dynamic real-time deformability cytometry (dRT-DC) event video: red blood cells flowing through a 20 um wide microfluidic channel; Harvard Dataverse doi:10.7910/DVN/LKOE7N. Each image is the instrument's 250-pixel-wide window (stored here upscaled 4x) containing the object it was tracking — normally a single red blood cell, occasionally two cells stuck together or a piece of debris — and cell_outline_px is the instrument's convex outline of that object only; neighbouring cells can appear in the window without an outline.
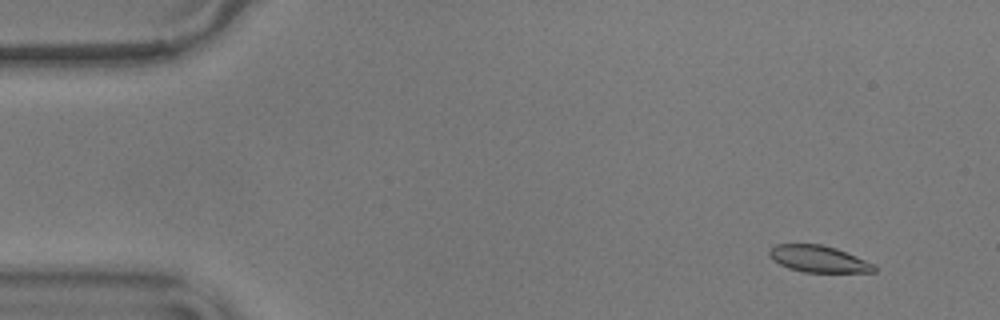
{"species": "common noctule bat (a hibernating species)", "species_latin": "Nyctalus noctula", "temperature_condition": "warm", "stored_images_in_passage": 57, "camera_frame_rate_fps": 3000, "um_per_image_px": 0.085, "animal": {"sex": "male", "body_mass_g": 17.9}, "frame": {"image": 1, "passage_image": 5, "time_ms": 1.333, "image_size_px": [1000, 320], "cell_outline_px": [[876, 272], [804, 272], [788, 268], [772, 260], [768, 256], [768, 252], [776, 244], [820, 244], [836, 248], [876, 264]], "centroid_in_image_um": [69.58, 22.01], "position_along_channel_um": 15.4, "area_um2": 16.36}}
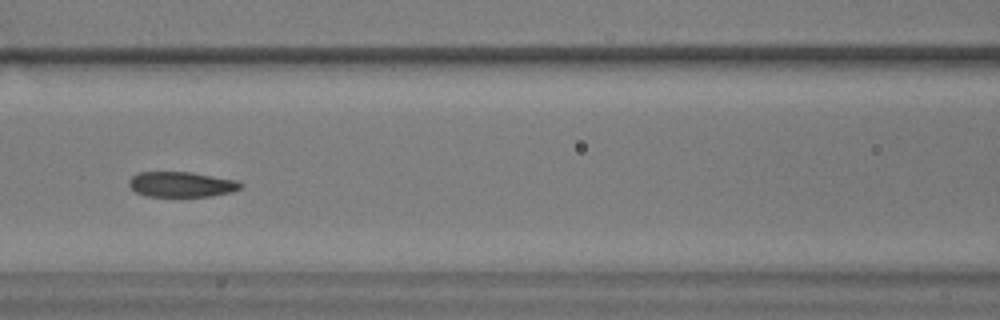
{"frame": {"image": 2, "passage_image": 25, "time_ms": 8.0, "image_size_px": [1000, 320], "cell_outline_px": [[244, 184], [240, 188], [232, 192], [212, 196], [180, 200], [144, 196], [136, 192], [128, 184], [128, 180], [132, 176], [140, 172], [192, 172], [240, 180]], "centroid_in_image_um": [15.45, 15.73], "position_along_channel_um": 151.2, "area_um2": 17.63}}
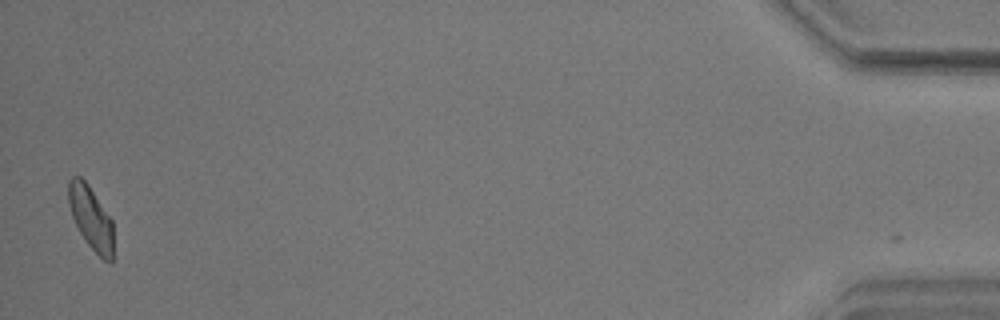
{"frame": {"image": 3, "passage_image": 56, "time_ms": 18.333, "image_size_px": [1000, 320], "cell_outline_px": [[112, 264], [104, 260], [84, 240], [72, 216], [68, 204], [68, 180], [72, 176], [80, 176], [88, 184], [112, 220]], "centroid_in_image_um": [7.7, 18.49], "position_along_channel_um": 427.5, "area_um2": 16.36}, "authors_computed_cell_mechanics": {"area_um2": 17.1666, "velocity_mm_per_s": 3.5585, "shape_relaxation_time_tau1_ms": 7.4909, "shape_relaxation_time_tau2_ms": 1.9103, "deformation_change_tau1": 0.1913, "deformation_change_tau2": 0.0693}}